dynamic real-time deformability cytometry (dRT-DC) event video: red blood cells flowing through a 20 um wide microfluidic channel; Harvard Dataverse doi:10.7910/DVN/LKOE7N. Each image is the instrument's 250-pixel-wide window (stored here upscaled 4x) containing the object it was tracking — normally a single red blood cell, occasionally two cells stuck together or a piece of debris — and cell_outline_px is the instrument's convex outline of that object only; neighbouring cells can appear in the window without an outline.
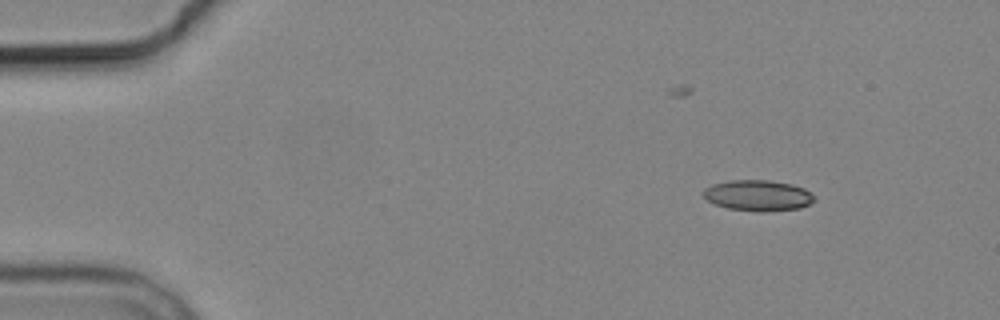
{"species": "common noctule bat (a hibernating species)", "species_latin": "Nyctalus noctula", "temperature_condition": "cold", "stored_images_in_passage": 5, "camera_frame_rate_fps": 3000, "um_per_image_px": 0.085, "animal": {"sex": "male", "body_mass_g": 19.2, "forearm_length_mm": 51.8}, "frame": {"image": 1, "passage_image": 1, "time_ms": 0.0, "image_size_px": [1000, 320], "cell_outline_px": [[816, 200], [812, 204], [800, 208], [764, 212], [760, 212], [728, 208], [716, 204], [708, 200], [700, 192], [704, 188], [712, 184], [732, 180], [768, 180], [792, 184], [804, 188], [816, 196]], "centroid_in_image_um": [64.46, 16.61], "position_along_channel_um": 20.5, "area_um2": 20.17}}
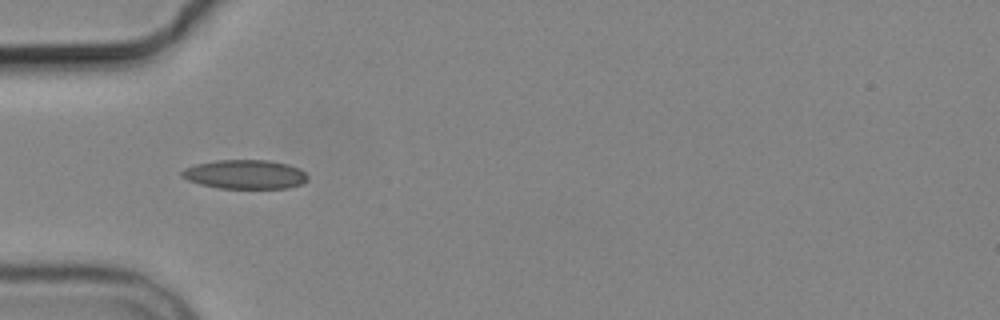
{"frame": {"image": 2, "passage_image": 4, "time_ms": 3.667, "image_size_px": [1000, 320], "cell_outline_px": [[308, 180], [300, 184], [288, 188], [220, 188], [200, 184], [188, 180], [180, 176], [180, 172], [184, 168], [196, 164], [216, 160], [268, 160], [288, 164], [300, 168], [308, 176]], "centroid_in_image_um": [20.82, 14.81], "position_along_channel_um": 64.2, "area_um2": 21.39}}
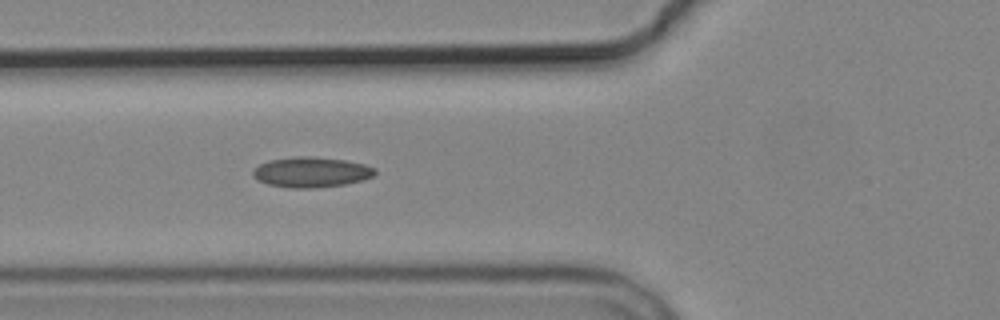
{"frame": {"image": 3, "passage_image": 5, "time_ms": 4.667, "image_size_px": [1000, 320], "cell_outline_px": [[376, 172], [372, 176], [360, 180], [344, 184], [312, 188], [288, 188], [268, 184], [252, 176], [252, 172], [260, 164], [268, 160], [296, 156], [308, 156], [344, 160], [364, 164], [376, 168]], "centroid_in_image_um": [26.43, 14.63], "position_along_channel_um": 99.4, "area_um2": 21.33}}